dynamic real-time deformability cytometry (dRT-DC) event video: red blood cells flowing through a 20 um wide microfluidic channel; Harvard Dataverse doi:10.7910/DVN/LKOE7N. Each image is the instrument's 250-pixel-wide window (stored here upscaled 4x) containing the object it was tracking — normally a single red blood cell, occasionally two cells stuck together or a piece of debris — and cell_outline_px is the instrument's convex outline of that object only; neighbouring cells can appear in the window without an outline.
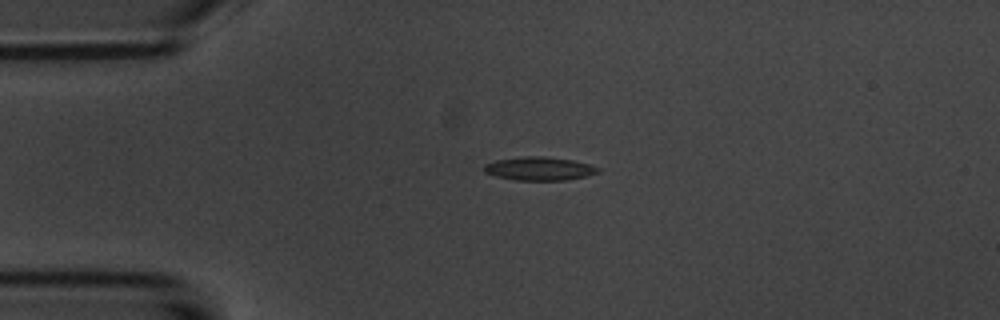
{"species": "common noctule bat (a hibernating species)", "species_latin": "Nyctalus noctula", "temperature_condition": "room temperature", "stored_images_in_passage": 6, "camera_frame_rate_fps": 3000, "um_per_image_px": 0.085, "animal": {"sex": "male", "body_mass_g": 20.1, "forearm_length_mm": 53.5}, "frame": {"image": 1, "passage_image": 4, "time_ms": 3.333, "image_size_px": [1000, 320], "cell_outline_px": [[600, 172], [588, 176], [564, 180], [512, 180], [496, 176], [484, 172], [484, 164], [496, 160], [524, 156], [544, 156], [572, 160], [588, 164], [600, 168]], "centroid_in_image_um": [45.84, 14.33], "position_along_channel_um": 39.2, "area_um2": 15.61}}
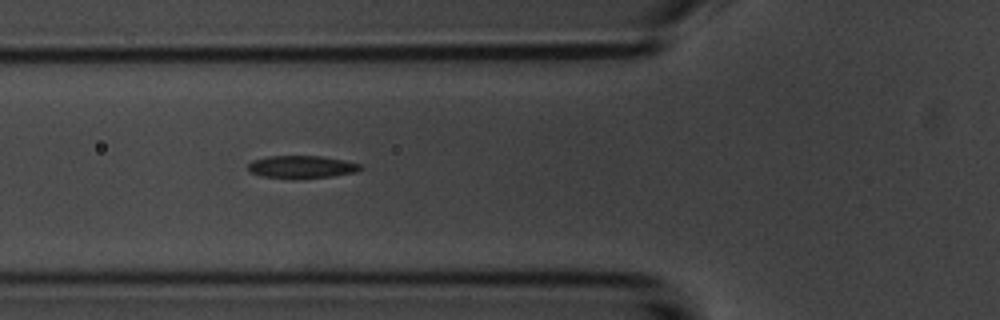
{"frame": {"image": 2, "passage_image": 6, "time_ms": 5.667, "image_size_px": [1000, 320], "cell_outline_px": [[364, 168], [356, 172], [332, 176], [260, 176], [248, 172], [248, 164], [252, 160], [268, 156], [320, 156], [344, 160], [360, 164]], "centroid_in_image_um": [25.64, 14.14], "position_along_channel_um": 100.2, "area_um2": 14.16}}